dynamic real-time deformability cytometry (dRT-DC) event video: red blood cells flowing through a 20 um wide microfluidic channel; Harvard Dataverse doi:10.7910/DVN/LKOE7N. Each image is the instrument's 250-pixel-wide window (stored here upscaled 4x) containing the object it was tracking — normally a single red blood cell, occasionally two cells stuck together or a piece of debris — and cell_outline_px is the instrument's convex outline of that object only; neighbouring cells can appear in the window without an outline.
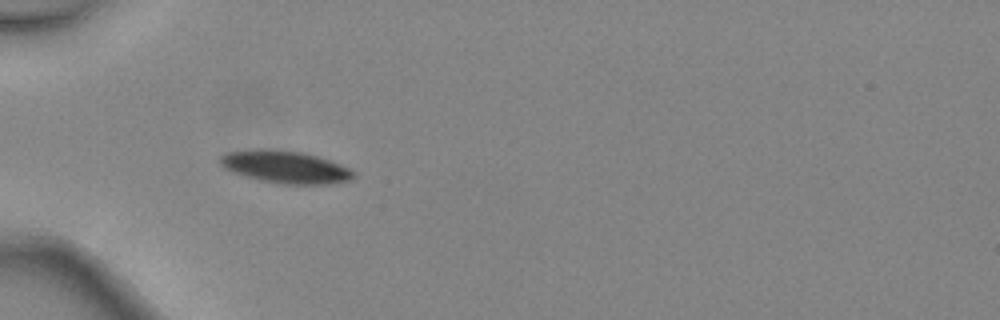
{"species": "common noctule bat (a hibernating species)", "species_latin": "Nyctalus noctula", "temperature_condition": "warm", "stored_images_in_passage": 5, "camera_frame_rate_fps": 3000, "um_per_image_px": 0.085, "animal": {"sex": "female", "body_mass_g": 24.6, "forearm_length_mm": 56.2}, "frame": {"image": 1, "passage_image": 3, "time_ms": 0.667, "image_size_px": [1000, 320], "cell_outline_px": [[356, 176], [348, 180], [328, 184], [280, 184], [260, 180], [244, 176], [232, 172], [224, 168], [220, 164], [220, 156], [228, 152], [304, 152], [340, 164], [356, 172]], "centroid_in_image_um": [24.32, 14.25], "position_along_channel_um": 60.7, "area_um2": 24.1}}
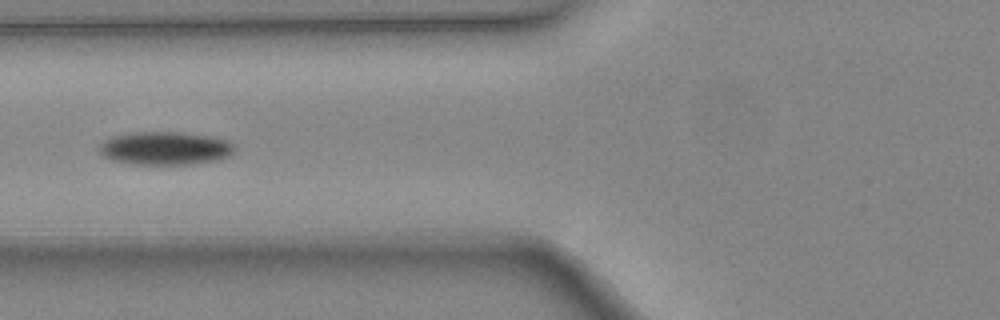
{"frame": {"image": 2, "passage_image": 4, "time_ms": 1.0, "image_size_px": [1000, 320], "cell_outline_px": [[236, 148], [228, 156], [220, 160], [192, 164], [132, 164], [112, 160], [104, 156], [100, 152], [100, 144], [104, 140], [112, 136], [136, 132], [180, 132], [204, 136], [224, 140], [232, 144]], "centroid_in_image_um": [14.01, 12.61], "position_along_channel_um": 111.8, "area_um2": 25.89}}
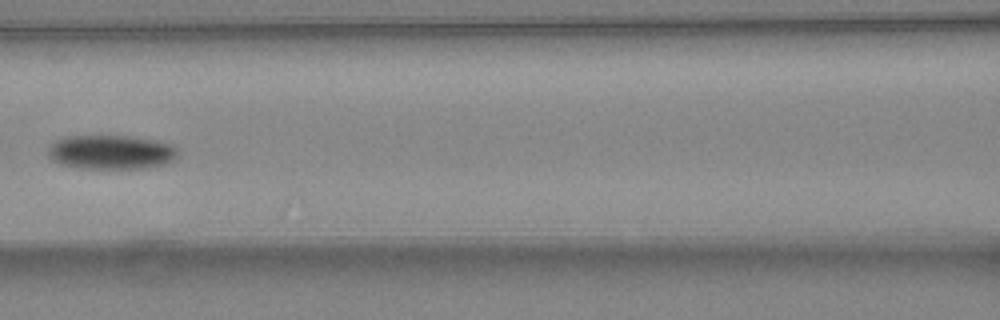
{"frame": {"image": 3, "passage_image": 5, "time_ms": 1.333, "image_size_px": [1000, 320], "cell_outline_px": [[180, 152], [176, 160], [164, 164], [148, 168], [80, 168], [60, 164], [52, 160], [48, 156], [48, 148], [56, 140], [64, 136], [128, 136], [152, 140], [168, 144], [176, 148]], "centroid_in_image_um": [9.44, 12.94], "position_along_channel_um": 157.2, "area_um2": 25.89}}